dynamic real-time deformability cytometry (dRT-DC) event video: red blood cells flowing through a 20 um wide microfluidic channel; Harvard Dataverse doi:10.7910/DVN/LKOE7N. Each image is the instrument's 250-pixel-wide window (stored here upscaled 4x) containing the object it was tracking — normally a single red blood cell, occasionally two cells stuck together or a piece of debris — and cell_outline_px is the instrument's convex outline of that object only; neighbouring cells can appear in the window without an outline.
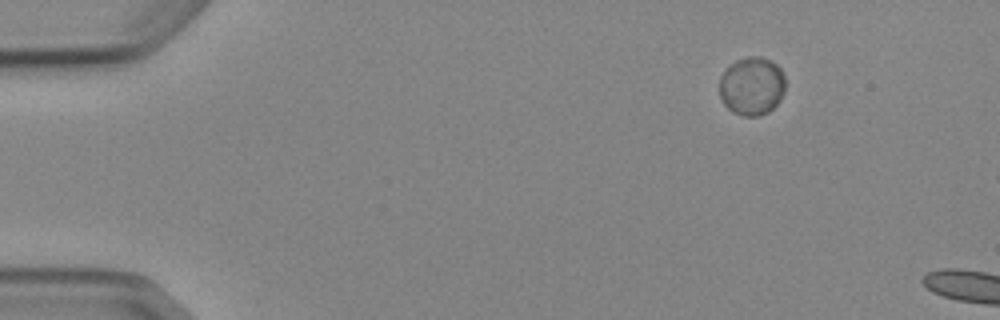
{"species": "Egyptian fruit bat (a non-hibernating species)", "species_latin": "Rousettus aegyptiacus", "temperature_condition": "cold", "stored_images_in_passage": 3, "camera_frame_rate_fps": 3000, "um_per_image_px": 0.085, "animal": {"sex": "female"}, "frame": {"image": 1, "passage_image": 1, "time_ms": 0.0, "image_size_px": [1000, 320], "cell_outline_px": [[784, 92], [780, 100], [768, 112], [760, 116], [744, 116], [732, 112], [724, 104], [720, 96], [720, 76], [736, 60], [748, 56], [760, 56], [772, 60], [780, 68], [784, 76]], "centroid_in_image_um": [63.92, 7.31], "position_along_channel_um": 21.1, "area_um2": 22.43}}